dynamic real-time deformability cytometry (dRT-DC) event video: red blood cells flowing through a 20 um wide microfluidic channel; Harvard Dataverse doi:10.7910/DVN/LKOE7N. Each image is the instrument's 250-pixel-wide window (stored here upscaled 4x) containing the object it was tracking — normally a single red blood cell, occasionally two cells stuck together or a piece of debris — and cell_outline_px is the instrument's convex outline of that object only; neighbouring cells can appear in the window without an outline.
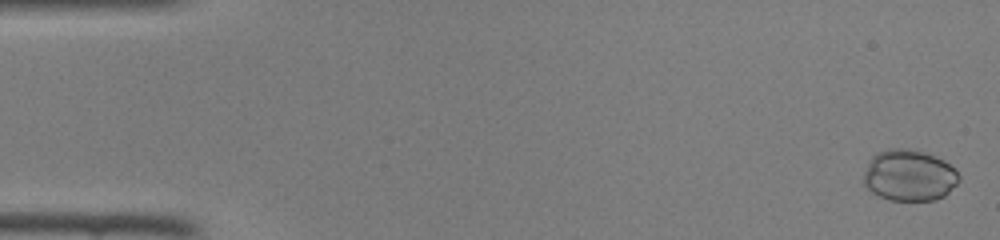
{"species": "common noctule bat (a hibernating species)", "species_latin": "Nyctalus noctula", "temperature_condition": "room temperature", "stored_images_in_passage": 46, "camera_frame_rate_fps": 3000, "um_per_image_px": 0.085, "animal": {"sex": "female", "body_mass_g": 22.0, "forearm_length_mm": 56.7}, "frame": {"image": 1, "passage_image": 1, "time_ms": 0.0, "image_size_px": [1000, 240], "cell_outline_px": [[960, 180], [944, 196], [936, 200], [888, 200], [872, 192], [864, 184], [864, 172], [872, 156], [876, 152], [888, 148], [908, 148], [924, 152], [944, 160], [960, 176]], "centroid_in_image_um": [77.27, 14.9], "position_along_channel_um": 7.7, "area_um2": 28.44}}
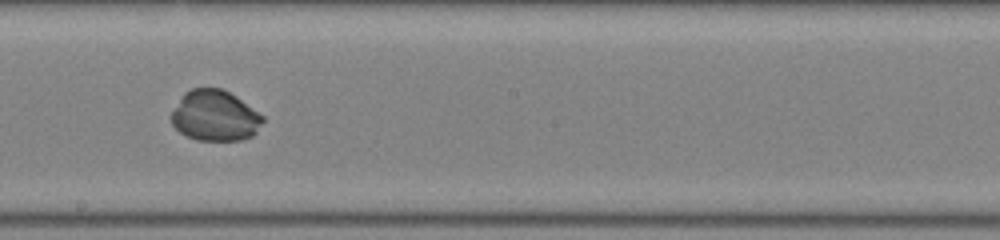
{"frame": {"image": 2, "passage_image": 26, "time_ms": 8.333, "image_size_px": [1000, 240], "cell_outline_px": [[264, 120], [256, 132], [252, 136], [240, 140], [196, 140], [180, 132], [172, 124], [172, 112], [184, 92], [192, 88], [220, 88], [236, 96], [264, 116]], "centroid_in_image_um": [18.28, 9.84], "position_along_channel_um": 229.9, "area_um2": 26.82}}
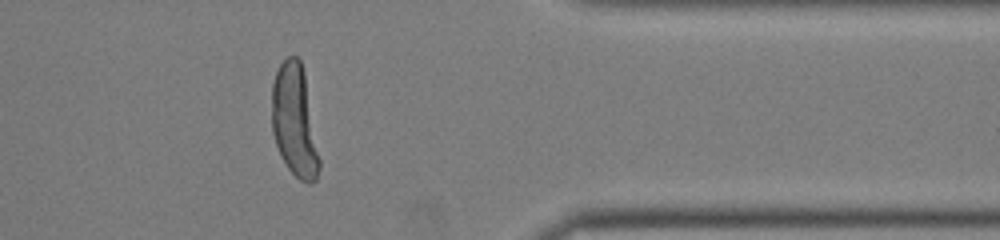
{"frame": {"image": 3, "passage_image": 38, "time_ms": 12.333, "image_size_px": [1000, 240], "cell_outline_px": [[320, 168], [316, 180], [308, 184], [300, 180], [288, 168], [276, 144], [272, 132], [272, 84], [276, 72], [280, 64], [288, 56], [296, 56], [300, 60], [304, 72], [320, 160]], "centroid_in_image_um": [25.04, 10.29], "position_along_channel_um": 386.4, "area_um2": 30.75}}